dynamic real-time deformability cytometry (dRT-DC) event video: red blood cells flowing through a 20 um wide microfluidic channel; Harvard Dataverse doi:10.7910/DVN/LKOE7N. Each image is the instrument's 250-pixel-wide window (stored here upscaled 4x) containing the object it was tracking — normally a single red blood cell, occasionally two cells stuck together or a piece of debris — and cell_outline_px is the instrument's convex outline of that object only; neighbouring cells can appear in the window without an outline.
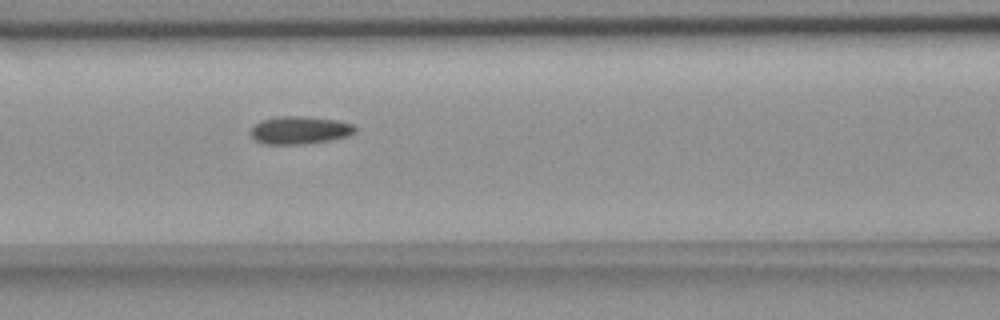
{"species": "common noctule bat (a hibernating species)", "species_latin": "Nyctalus noctula", "temperature_condition": "room temperature", "stored_images_in_passage": 8, "camera_frame_rate_fps": 3000, "um_per_image_px": 0.085, "animal": {"sex": "female", "body_mass_g": 18.4}, "frame": {"image": 1, "passage_image": 7, "time_ms": 7.0, "image_size_px": [1000, 320], "cell_outline_px": [[356, 132], [348, 136], [328, 140], [300, 144], [264, 144], [256, 140], [248, 132], [252, 124], [260, 120], [276, 116], [304, 116], [336, 120], [352, 124], [356, 128]], "centroid_in_image_um": [25.41, 11.05], "position_along_channel_um": 141.2, "area_um2": 17.05}}
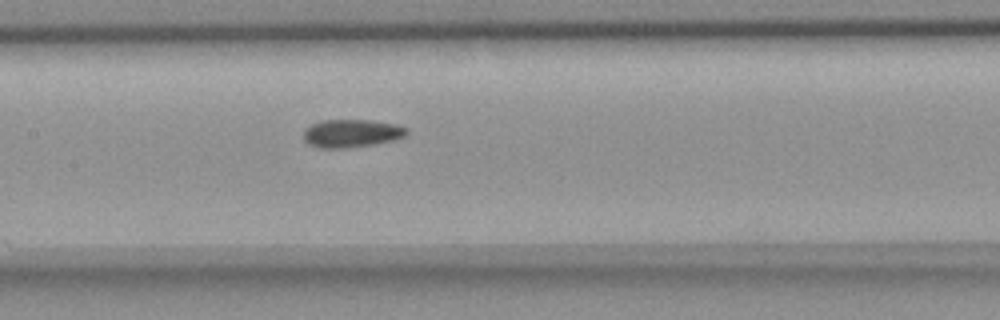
{"frame": {"image": 2, "passage_image": 8, "time_ms": 8.0, "image_size_px": [1000, 320], "cell_outline_px": [[408, 132], [404, 136], [396, 140], [376, 144], [344, 148], [320, 148], [308, 144], [304, 140], [304, 128], [312, 124], [324, 120], [368, 120], [396, 124], [408, 128]], "centroid_in_image_um": [29.89, 11.34], "position_along_channel_um": 177.5, "area_um2": 16.94}}